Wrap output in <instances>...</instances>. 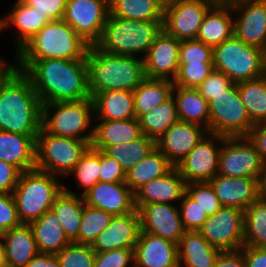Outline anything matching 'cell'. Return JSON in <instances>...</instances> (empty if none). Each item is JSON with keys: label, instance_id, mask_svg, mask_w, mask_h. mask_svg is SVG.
<instances>
[{"label": "cell", "instance_id": "1", "mask_svg": "<svg viewBox=\"0 0 266 267\" xmlns=\"http://www.w3.org/2000/svg\"><path fill=\"white\" fill-rule=\"evenodd\" d=\"M31 80L42 104L90 98L86 60H13Z\"/></svg>", "mask_w": 266, "mask_h": 267}, {"label": "cell", "instance_id": "2", "mask_svg": "<svg viewBox=\"0 0 266 267\" xmlns=\"http://www.w3.org/2000/svg\"><path fill=\"white\" fill-rule=\"evenodd\" d=\"M42 103L29 77L14 66L0 80V130L38 135Z\"/></svg>", "mask_w": 266, "mask_h": 267}, {"label": "cell", "instance_id": "3", "mask_svg": "<svg viewBox=\"0 0 266 267\" xmlns=\"http://www.w3.org/2000/svg\"><path fill=\"white\" fill-rule=\"evenodd\" d=\"M86 64L91 97L109 90L134 91L146 78L142 58L105 53L95 45L88 49Z\"/></svg>", "mask_w": 266, "mask_h": 267}, {"label": "cell", "instance_id": "4", "mask_svg": "<svg viewBox=\"0 0 266 267\" xmlns=\"http://www.w3.org/2000/svg\"><path fill=\"white\" fill-rule=\"evenodd\" d=\"M89 47L90 45L63 19L52 20L26 41L11 58L86 60Z\"/></svg>", "mask_w": 266, "mask_h": 267}, {"label": "cell", "instance_id": "5", "mask_svg": "<svg viewBox=\"0 0 266 267\" xmlns=\"http://www.w3.org/2000/svg\"><path fill=\"white\" fill-rule=\"evenodd\" d=\"M163 21H136L109 14L100 40L95 46L105 53L139 58L149 51L161 33Z\"/></svg>", "mask_w": 266, "mask_h": 267}, {"label": "cell", "instance_id": "6", "mask_svg": "<svg viewBox=\"0 0 266 267\" xmlns=\"http://www.w3.org/2000/svg\"><path fill=\"white\" fill-rule=\"evenodd\" d=\"M63 189V179L55 175L38 169L22 172L12 193L19 221L29 224L38 219L52 208Z\"/></svg>", "mask_w": 266, "mask_h": 267}, {"label": "cell", "instance_id": "7", "mask_svg": "<svg viewBox=\"0 0 266 267\" xmlns=\"http://www.w3.org/2000/svg\"><path fill=\"white\" fill-rule=\"evenodd\" d=\"M94 121L91 97L42 104L41 128L49 134L92 141Z\"/></svg>", "mask_w": 266, "mask_h": 267}, {"label": "cell", "instance_id": "8", "mask_svg": "<svg viewBox=\"0 0 266 267\" xmlns=\"http://www.w3.org/2000/svg\"><path fill=\"white\" fill-rule=\"evenodd\" d=\"M264 63L265 50L245 44L234 35L213 48L214 69L236 84L262 77Z\"/></svg>", "mask_w": 266, "mask_h": 267}, {"label": "cell", "instance_id": "9", "mask_svg": "<svg viewBox=\"0 0 266 267\" xmlns=\"http://www.w3.org/2000/svg\"><path fill=\"white\" fill-rule=\"evenodd\" d=\"M91 142L49 134L41 128L36 138V169L64 180Z\"/></svg>", "mask_w": 266, "mask_h": 267}, {"label": "cell", "instance_id": "10", "mask_svg": "<svg viewBox=\"0 0 266 267\" xmlns=\"http://www.w3.org/2000/svg\"><path fill=\"white\" fill-rule=\"evenodd\" d=\"M209 132L226 136H248L254 125L233 83L225 93L215 96L209 103Z\"/></svg>", "mask_w": 266, "mask_h": 267}, {"label": "cell", "instance_id": "11", "mask_svg": "<svg viewBox=\"0 0 266 267\" xmlns=\"http://www.w3.org/2000/svg\"><path fill=\"white\" fill-rule=\"evenodd\" d=\"M264 162L248 136L225 137L220 149L218 175L259 179Z\"/></svg>", "mask_w": 266, "mask_h": 267}, {"label": "cell", "instance_id": "12", "mask_svg": "<svg viewBox=\"0 0 266 267\" xmlns=\"http://www.w3.org/2000/svg\"><path fill=\"white\" fill-rule=\"evenodd\" d=\"M214 0H173L164 7L162 29L179 40L196 39Z\"/></svg>", "mask_w": 266, "mask_h": 267}, {"label": "cell", "instance_id": "13", "mask_svg": "<svg viewBox=\"0 0 266 267\" xmlns=\"http://www.w3.org/2000/svg\"><path fill=\"white\" fill-rule=\"evenodd\" d=\"M225 137L207 132L199 143L175 166L186 184L209 182L217 175L220 149Z\"/></svg>", "mask_w": 266, "mask_h": 267}, {"label": "cell", "instance_id": "14", "mask_svg": "<svg viewBox=\"0 0 266 267\" xmlns=\"http://www.w3.org/2000/svg\"><path fill=\"white\" fill-rule=\"evenodd\" d=\"M244 210L221 207L208 216L198 231L212 246L223 251H238L244 241Z\"/></svg>", "mask_w": 266, "mask_h": 267}, {"label": "cell", "instance_id": "15", "mask_svg": "<svg viewBox=\"0 0 266 267\" xmlns=\"http://www.w3.org/2000/svg\"><path fill=\"white\" fill-rule=\"evenodd\" d=\"M109 14V0H67L63 20L93 46L100 40Z\"/></svg>", "mask_w": 266, "mask_h": 267}, {"label": "cell", "instance_id": "16", "mask_svg": "<svg viewBox=\"0 0 266 267\" xmlns=\"http://www.w3.org/2000/svg\"><path fill=\"white\" fill-rule=\"evenodd\" d=\"M234 17V36L266 51V0L229 2Z\"/></svg>", "mask_w": 266, "mask_h": 267}, {"label": "cell", "instance_id": "17", "mask_svg": "<svg viewBox=\"0 0 266 267\" xmlns=\"http://www.w3.org/2000/svg\"><path fill=\"white\" fill-rule=\"evenodd\" d=\"M8 11L0 16V35L11 29V42L15 53L26 41L35 35L46 23L52 21L36 8L21 0H14ZM14 32V33H13Z\"/></svg>", "mask_w": 266, "mask_h": 267}, {"label": "cell", "instance_id": "18", "mask_svg": "<svg viewBox=\"0 0 266 267\" xmlns=\"http://www.w3.org/2000/svg\"><path fill=\"white\" fill-rule=\"evenodd\" d=\"M140 214L141 230L168 239L176 244L186 232L178 205L150 203L142 205Z\"/></svg>", "mask_w": 266, "mask_h": 267}, {"label": "cell", "instance_id": "19", "mask_svg": "<svg viewBox=\"0 0 266 267\" xmlns=\"http://www.w3.org/2000/svg\"><path fill=\"white\" fill-rule=\"evenodd\" d=\"M180 45L181 40L162 30L143 58L146 78L173 81L179 68Z\"/></svg>", "mask_w": 266, "mask_h": 267}, {"label": "cell", "instance_id": "20", "mask_svg": "<svg viewBox=\"0 0 266 267\" xmlns=\"http://www.w3.org/2000/svg\"><path fill=\"white\" fill-rule=\"evenodd\" d=\"M86 205L101 209L113 216L124 215L136 210L134 192L125 182L98 181L83 195Z\"/></svg>", "mask_w": 266, "mask_h": 267}, {"label": "cell", "instance_id": "21", "mask_svg": "<svg viewBox=\"0 0 266 267\" xmlns=\"http://www.w3.org/2000/svg\"><path fill=\"white\" fill-rule=\"evenodd\" d=\"M140 231V214L136 209L131 213L113 216L91 246L95 252L135 248Z\"/></svg>", "mask_w": 266, "mask_h": 267}, {"label": "cell", "instance_id": "22", "mask_svg": "<svg viewBox=\"0 0 266 267\" xmlns=\"http://www.w3.org/2000/svg\"><path fill=\"white\" fill-rule=\"evenodd\" d=\"M207 129L195 123L178 120L157 141L156 147L175 167L206 135Z\"/></svg>", "mask_w": 266, "mask_h": 267}, {"label": "cell", "instance_id": "23", "mask_svg": "<svg viewBox=\"0 0 266 267\" xmlns=\"http://www.w3.org/2000/svg\"><path fill=\"white\" fill-rule=\"evenodd\" d=\"M134 267H179L178 245L141 230L134 248Z\"/></svg>", "mask_w": 266, "mask_h": 267}, {"label": "cell", "instance_id": "24", "mask_svg": "<svg viewBox=\"0 0 266 267\" xmlns=\"http://www.w3.org/2000/svg\"><path fill=\"white\" fill-rule=\"evenodd\" d=\"M186 192V182L176 167L164 176L153 179L141 186L135 193V207L142 205L163 203L178 205Z\"/></svg>", "mask_w": 266, "mask_h": 267}, {"label": "cell", "instance_id": "25", "mask_svg": "<svg viewBox=\"0 0 266 267\" xmlns=\"http://www.w3.org/2000/svg\"><path fill=\"white\" fill-rule=\"evenodd\" d=\"M222 207L245 210L259 199L258 180L251 177L216 175L209 181Z\"/></svg>", "mask_w": 266, "mask_h": 267}, {"label": "cell", "instance_id": "26", "mask_svg": "<svg viewBox=\"0 0 266 267\" xmlns=\"http://www.w3.org/2000/svg\"><path fill=\"white\" fill-rule=\"evenodd\" d=\"M37 135H23L0 130V160L15 166L21 173L36 169Z\"/></svg>", "mask_w": 266, "mask_h": 267}, {"label": "cell", "instance_id": "27", "mask_svg": "<svg viewBox=\"0 0 266 267\" xmlns=\"http://www.w3.org/2000/svg\"><path fill=\"white\" fill-rule=\"evenodd\" d=\"M233 28L231 4L216 2L205 15L196 40L214 48L234 35Z\"/></svg>", "mask_w": 266, "mask_h": 267}, {"label": "cell", "instance_id": "28", "mask_svg": "<svg viewBox=\"0 0 266 267\" xmlns=\"http://www.w3.org/2000/svg\"><path fill=\"white\" fill-rule=\"evenodd\" d=\"M143 136L137 118L126 120H95L91 147L103 150L107 146L130 143Z\"/></svg>", "mask_w": 266, "mask_h": 267}, {"label": "cell", "instance_id": "29", "mask_svg": "<svg viewBox=\"0 0 266 267\" xmlns=\"http://www.w3.org/2000/svg\"><path fill=\"white\" fill-rule=\"evenodd\" d=\"M39 253L57 254L72 243L65 234L60 219L52 209L44 212L38 219L29 223Z\"/></svg>", "mask_w": 266, "mask_h": 267}, {"label": "cell", "instance_id": "30", "mask_svg": "<svg viewBox=\"0 0 266 267\" xmlns=\"http://www.w3.org/2000/svg\"><path fill=\"white\" fill-rule=\"evenodd\" d=\"M95 120H126L136 118L133 91L109 90L92 97Z\"/></svg>", "mask_w": 266, "mask_h": 267}, {"label": "cell", "instance_id": "31", "mask_svg": "<svg viewBox=\"0 0 266 267\" xmlns=\"http://www.w3.org/2000/svg\"><path fill=\"white\" fill-rule=\"evenodd\" d=\"M179 267H214L222 252L198 231H186L178 242Z\"/></svg>", "mask_w": 266, "mask_h": 267}, {"label": "cell", "instance_id": "32", "mask_svg": "<svg viewBox=\"0 0 266 267\" xmlns=\"http://www.w3.org/2000/svg\"><path fill=\"white\" fill-rule=\"evenodd\" d=\"M7 267H24L39 251L29 224L21 223L1 235Z\"/></svg>", "mask_w": 266, "mask_h": 267}, {"label": "cell", "instance_id": "33", "mask_svg": "<svg viewBox=\"0 0 266 267\" xmlns=\"http://www.w3.org/2000/svg\"><path fill=\"white\" fill-rule=\"evenodd\" d=\"M172 96L180 121L199 124L209 132V104L197 89L174 86Z\"/></svg>", "mask_w": 266, "mask_h": 267}, {"label": "cell", "instance_id": "34", "mask_svg": "<svg viewBox=\"0 0 266 267\" xmlns=\"http://www.w3.org/2000/svg\"><path fill=\"white\" fill-rule=\"evenodd\" d=\"M100 169V150L94 149L91 146L81 156L73 170L63 180L64 190L83 196L99 181ZM73 181H69V180ZM69 181L73 188L66 183ZM66 183V184H65ZM71 188V189H70ZM74 190V191H73Z\"/></svg>", "mask_w": 266, "mask_h": 267}, {"label": "cell", "instance_id": "35", "mask_svg": "<svg viewBox=\"0 0 266 267\" xmlns=\"http://www.w3.org/2000/svg\"><path fill=\"white\" fill-rule=\"evenodd\" d=\"M173 167L168 158L155 147L143 160L126 172L125 183L135 193L141 186L164 176Z\"/></svg>", "mask_w": 266, "mask_h": 267}, {"label": "cell", "instance_id": "36", "mask_svg": "<svg viewBox=\"0 0 266 267\" xmlns=\"http://www.w3.org/2000/svg\"><path fill=\"white\" fill-rule=\"evenodd\" d=\"M174 84L168 79L145 78L133 91L136 118L150 112L172 97Z\"/></svg>", "mask_w": 266, "mask_h": 267}, {"label": "cell", "instance_id": "37", "mask_svg": "<svg viewBox=\"0 0 266 267\" xmlns=\"http://www.w3.org/2000/svg\"><path fill=\"white\" fill-rule=\"evenodd\" d=\"M84 206L83 196L64 189L53 202L51 209L60 219L65 234L72 242L78 238Z\"/></svg>", "mask_w": 266, "mask_h": 267}, {"label": "cell", "instance_id": "38", "mask_svg": "<svg viewBox=\"0 0 266 267\" xmlns=\"http://www.w3.org/2000/svg\"><path fill=\"white\" fill-rule=\"evenodd\" d=\"M110 15L136 21H163L164 5L158 0H109Z\"/></svg>", "mask_w": 266, "mask_h": 267}, {"label": "cell", "instance_id": "39", "mask_svg": "<svg viewBox=\"0 0 266 267\" xmlns=\"http://www.w3.org/2000/svg\"><path fill=\"white\" fill-rule=\"evenodd\" d=\"M138 120L143 135L157 143L164 132L179 120L173 96L150 112L143 114Z\"/></svg>", "mask_w": 266, "mask_h": 267}, {"label": "cell", "instance_id": "40", "mask_svg": "<svg viewBox=\"0 0 266 267\" xmlns=\"http://www.w3.org/2000/svg\"><path fill=\"white\" fill-rule=\"evenodd\" d=\"M238 92L253 125L266 123V77L237 83Z\"/></svg>", "mask_w": 266, "mask_h": 267}, {"label": "cell", "instance_id": "41", "mask_svg": "<svg viewBox=\"0 0 266 267\" xmlns=\"http://www.w3.org/2000/svg\"><path fill=\"white\" fill-rule=\"evenodd\" d=\"M243 246L266 248V202L258 199L244 210Z\"/></svg>", "mask_w": 266, "mask_h": 267}, {"label": "cell", "instance_id": "42", "mask_svg": "<svg viewBox=\"0 0 266 267\" xmlns=\"http://www.w3.org/2000/svg\"><path fill=\"white\" fill-rule=\"evenodd\" d=\"M156 143L143 135L141 138L130 142L107 146L103 151L118 161L125 172L143 160L154 148Z\"/></svg>", "mask_w": 266, "mask_h": 267}, {"label": "cell", "instance_id": "43", "mask_svg": "<svg viewBox=\"0 0 266 267\" xmlns=\"http://www.w3.org/2000/svg\"><path fill=\"white\" fill-rule=\"evenodd\" d=\"M112 214L101 209L84 206L76 244L92 245L99 234L110 224Z\"/></svg>", "mask_w": 266, "mask_h": 267}, {"label": "cell", "instance_id": "44", "mask_svg": "<svg viewBox=\"0 0 266 267\" xmlns=\"http://www.w3.org/2000/svg\"><path fill=\"white\" fill-rule=\"evenodd\" d=\"M55 255L60 267H94L96 252L91 245L72 242Z\"/></svg>", "mask_w": 266, "mask_h": 267}, {"label": "cell", "instance_id": "45", "mask_svg": "<svg viewBox=\"0 0 266 267\" xmlns=\"http://www.w3.org/2000/svg\"><path fill=\"white\" fill-rule=\"evenodd\" d=\"M213 64V48L196 39L181 40L179 65Z\"/></svg>", "mask_w": 266, "mask_h": 267}, {"label": "cell", "instance_id": "46", "mask_svg": "<svg viewBox=\"0 0 266 267\" xmlns=\"http://www.w3.org/2000/svg\"><path fill=\"white\" fill-rule=\"evenodd\" d=\"M214 70V64L179 65L173 84L196 89Z\"/></svg>", "mask_w": 266, "mask_h": 267}, {"label": "cell", "instance_id": "47", "mask_svg": "<svg viewBox=\"0 0 266 267\" xmlns=\"http://www.w3.org/2000/svg\"><path fill=\"white\" fill-rule=\"evenodd\" d=\"M186 193L193 198L208 216L222 207L209 182H191L186 184Z\"/></svg>", "mask_w": 266, "mask_h": 267}, {"label": "cell", "instance_id": "48", "mask_svg": "<svg viewBox=\"0 0 266 267\" xmlns=\"http://www.w3.org/2000/svg\"><path fill=\"white\" fill-rule=\"evenodd\" d=\"M181 220L186 231H199L208 215L186 192L178 204Z\"/></svg>", "mask_w": 266, "mask_h": 267}, {"label": "cell", "instance_id": "49", "mask_svg": "<svg viewBox=\"0 0 266 267\" xmlns=\"http://www.w3.org/2000/svg\"><path fill=\"white\" fill-rule=\"evenodd\" d=\"M134 248L96 252L94 267H133Z\"/></svg>", "mask_w": 266, "mask_h": 267}, {"label": "cell", "instance_id": "50", "mask_svg": "<svg viewBox=\"0 0 266 267\" xmlns=\"http://www.w3.org/2000/svg\"><path fill=\"white\" fill-rule=\"evenodd\" d=\"M232 84V80L224 73L214 70L196 89L209 103L215 96L225 93Z\"/></svg>", "mask_w": 266, "mask_h": 267}, {"label": "cell", "instance_id": "51", "mask_svg": "<svg viewBox=\"0 0 266 267\" xmlns=\"http://www.w3.org/2000/svg\"><path fill=\"white\" fill-rule=\"evenodd\" d=\"M20 224L12 194L0 193V236Z\"/></svg>", "mask_w": 266, "mask_h": 267}, {"label": "cell", "instance_id": "52", "mask_svg": "<svg viewBox=\"0 0 266 267\" xmlns=\"http://www.w3.org/2000/svg\"><path fill=\"white\" fill-rule=\"evenodd\" d=\"M125 180L126 172L122 165L103 150H100L99 181L118 183L125 182Z\"/></svg>", "mask_w": 266, "mask_h": 267}, {"label": "cell", "instance_id": "53", "mask_svg": "<svg viewBox=\"0 0 266 267\" xmlns=\"http://www.w3.org/2000/svg\"><path fill=\"white\" fill-rule=\"evenodd\" d=\"M51 20H62L67 0H21Z\"/></svg>", "mask_w": 266, "mask_h": 267}, {"label": "cell", "instance_id": "54", "mask_svg": "<svg viewBox=\"0 0 266 267\" xmlns=\"http://www.w3.org/2000/svg\"><path fill=\"white\" fill-rule=\"evenodd\" d=\"M21 172L13 165L0 160V193L12 194Z\"/></svg>", "mask_w": 266, "mask_h": 267}, {"label": "cell", "instance_id": "55", "mask_svg": "<svg viewBox=\"0 0 266 267\" xmlns=\"http://www.w3.org/2000/svg\"><path fill=\"white\" fill-rule=\"evenodd\" d=\"M240 251L246 267H266V248L243 246Z\"/></svg>", "mask_w": 266, "mask_h": 267}, {"label": "cell", "instance_id": "56", "mask_svg": "<svg viewBox=\"0 0 266 267\" xmlns=\"http://www.w3.org/2000/svg\"><path fill=\"white\" fill-rule=\"evenodd\" d=\"M214 267H246V264L240 250L223 251L217 257Z\"/></svg>", "mask_w": 266, "mask_h": 267}, {"label": "cell", "instance_id": "57", "mask_svg": "<svg viewBox=\"0 0 266 267\" xmlns=\"http://www.w3.org/2000/svg\"><path fill=\"white\" fill-rule=\"evenodd\" d=\"M248 137L255 144L262 161L266 162V123L254 125Z\"/></svg>", "mask_w": 266, "mask_h": 267}, {"label": "cell", "instance_id": "58", "mask_svg": "<svg viewBox=\"0 0 266 267\" xmlns=\"http://www.w3.org/2000/svg\"><path fill=\"white\" fill-rule=\"evenodd\" d=\"M24 267H60L54 254L38 253Z\"/></svg>", "mask_w": 266, "mask_h": 267}, {"label": "cell", "instance_id": "59", "mask_svg": "<svg viewBox=\"0 0 266 267\" xmlns=\"http://www.w3.org/2000/svg\"><path fill=\"white\" fill-rule=\"evenodd\" d=\"M259 199L266 202V162L258 179Z\"/></svg>", "mask_w": 266, "mask_h": 267}, {"label": "cell", "instance_id": "60", "mask_svg": "<svg viewBox=\"0 0 266 267\" xmlns=\"http://www.w3.org/2000/svg\"><path fill=\"white\" fill-rule=\"evenodd\" d=\"M4 56L0 54V80L6 75V73L14 66V61H7Z\"/></svg>", "mask_w": 266, "mask_h": 267}, {"label": "cell", "instance_id": "61", "mask_svg": "<svg viewBox=\"0 0 266 267\" xmlns=\"http://www.w3.org/2000/svg\"><path fill=\"white\" fill-rule=\"evenodd\" d=\"M0 267H7L5 248L1 236H0Z\"/></svg>", "mask_w": 266, "mask_h": 267}, {"label": "cell", "instance_id": "62", "mask_svg": "<svg viewBox=\"0 0 266 267\" xmlns=\"http://www.w3.org/2000/svg\"><path fill=\"white\" fill-rule=\"evenodd\" d=\"M158 1L161 2L164 6H166L169 3H171L173 0H158Z\"/></svg>", "mask_w": 266, "mask_h": 267}, {"label": "cell", "instance_id": "63", "mask_svg": "<svg viewBox=\"0 0 266 267\" xmlns=\"http://www.w3.org/2000/svg\"><path fill=\"white\" fill-rule=\"evenodd\" d=\"M215 2H221V3H229L232 2L234 0H214Z\"/></svg>", "mask_w": 266, "mask_h": 267}, {"label": "cell", "instance_id": "64", "mask_svg": "<svg viewBox=\"0 0 266 267\" xmlns=\"http://www.w3.org/2000/svg\"><path fill=\"white\" fill-rule=\"evenodd\" d=\"M264 76L266 77V51H265V63H264Z\"/></svg>", "mask_w": 266, "mask_h": 267}]
</instances>
